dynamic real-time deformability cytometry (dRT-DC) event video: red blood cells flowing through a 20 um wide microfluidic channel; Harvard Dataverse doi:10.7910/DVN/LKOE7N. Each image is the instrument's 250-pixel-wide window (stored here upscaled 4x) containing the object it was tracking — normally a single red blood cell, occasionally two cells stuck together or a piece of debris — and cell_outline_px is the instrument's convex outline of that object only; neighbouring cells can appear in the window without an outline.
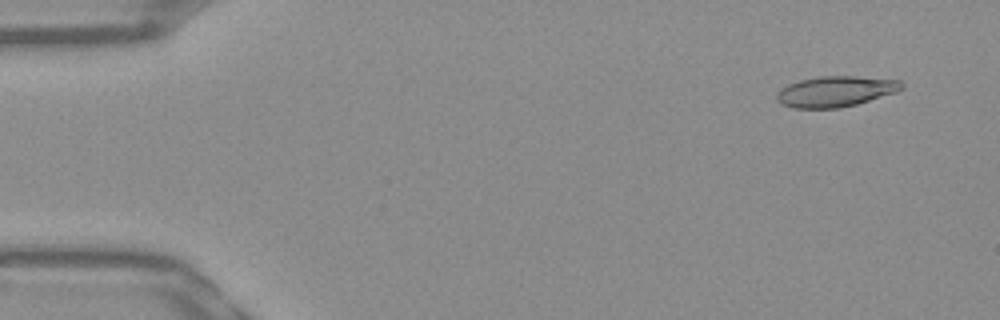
{"species": "Egyptian fruit bat (a non-hibernating species)", "species_latin": "Rousettus aegyptiacus", "temperature_condition": "warm", "stored_images_in_passage": 52, "camera_frame_rate_fps": 3000, "um_per_image_px": 0.085, "frame": {"image": 1, "passage_image": 4, "time_ms": 1.0, "image_size_px": [1000, 320], "cell_outline_px": [[904, 88], [896, 92], [856, 104], [840, 108], [792, 108], [780, 104], [776, 100], [776, 92], [780, 88], [788, 84], [800, 80], [816, 76], [856, 76], [900, 80], [904, 84]], "centroid_in_image_um": [70.99, 7.77], "position_along_channel_um": 14.0, "area_um2": 22.54}}
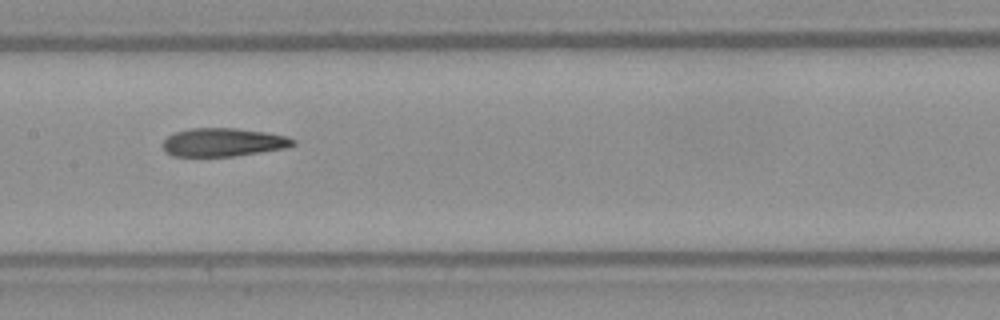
{"frame": {"image": 2, "passage_image": 26, "time_ms": 8.333, "image_size_px": [1000, 320], "cell_outline_px": [[296, 144], [284, 148], [236, 156], [172, 156], [164, 152], [160, 144], [168, 136], [176, 132], [188, 128], [236, 128], [264, 132], [288, 136], [296, 140]], "centroid_in_image_um": [18.93, 12.09], "position_along_channel_um": 188.5, "area_um2": 21.68}}
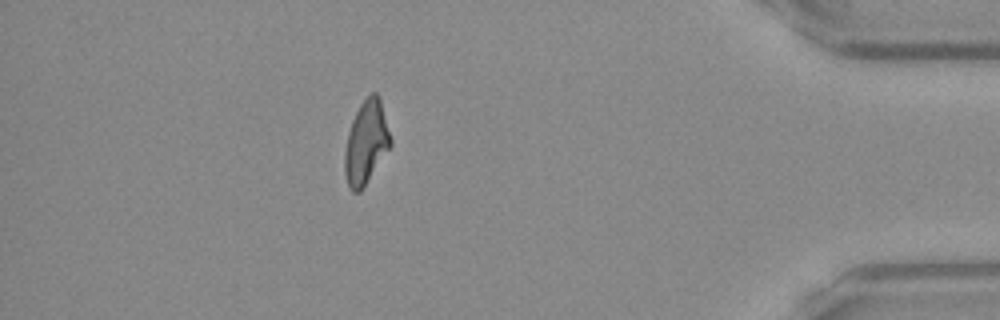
{"frame": {"image": 3, "passage_image": 46, "time_ms": 15.0, "image_size_px": [1000, 320], "cell_outline_px": [[392, 144], [364, 188], [360, 192], [352, 192], [348, 188], [344, 172], [344, 152], [348, 132], [352, 120], [360, 104], [372, 92], [376, 92], [380, 96], [392, 140]], "centroid_in_image_um": [31.12, 12.14], "position_along_channel_um": 404.1, "area_um2": 22.54}, "authors_computed_cell_mechanics": {"area_um2": 21.964, "velocity_mm_per_s": 3.9178, "shape_relaxation_time_tau1_ms": null, "shape_relaxation_time_tau2_ms": 1.4201, "deformation_change_tau1": null, "deformation_change_tau2": 0.1}}